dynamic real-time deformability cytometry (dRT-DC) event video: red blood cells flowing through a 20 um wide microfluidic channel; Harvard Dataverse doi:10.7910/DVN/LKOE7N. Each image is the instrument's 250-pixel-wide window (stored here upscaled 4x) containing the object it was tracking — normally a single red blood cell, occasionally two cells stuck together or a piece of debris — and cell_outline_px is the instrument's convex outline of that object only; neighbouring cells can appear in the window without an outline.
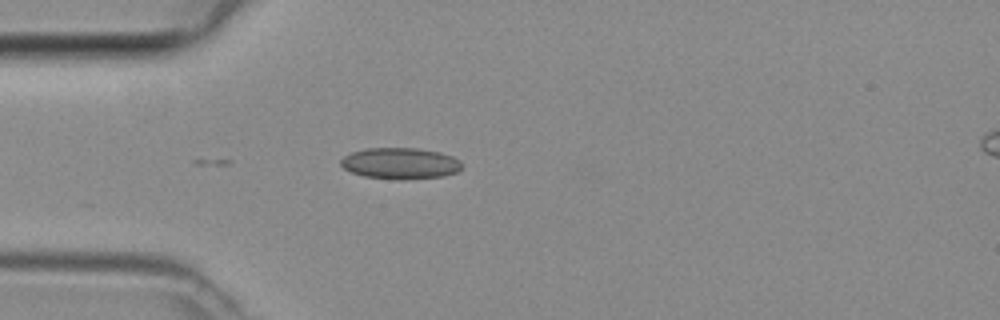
{"species": "common noctule bat (a hibernating species)", "species_latin": "Nyctalus noctula", "temperature_condition": "room temperature", "stored_images_in_passage": 4, "camera_frame_rate_fps": 3000, "um_per_image_px": 0.085, "animal": {"sex": "female", "body_mass_g": 29.2, "forearm_length_mm": 56.3}, "frame": {"image": 1, "passage_image": 4, "time_ms": 1.0, "image_size_px": [1000, 320], "cell_outline_px": [[460, 168], [456, 172], [444, 176], [396, 180], [364, 176], [352, 172], [344, 168], [340, 164], [340, 160], [344, 156], [352, 152], [364, 148], [416, 148], [440, 152], [452, 156], [460, 160]], "centroid_in_image_um": [34.0, 13.88], "position_along_channel_um": 51.0, "area_um2": 22.02}}